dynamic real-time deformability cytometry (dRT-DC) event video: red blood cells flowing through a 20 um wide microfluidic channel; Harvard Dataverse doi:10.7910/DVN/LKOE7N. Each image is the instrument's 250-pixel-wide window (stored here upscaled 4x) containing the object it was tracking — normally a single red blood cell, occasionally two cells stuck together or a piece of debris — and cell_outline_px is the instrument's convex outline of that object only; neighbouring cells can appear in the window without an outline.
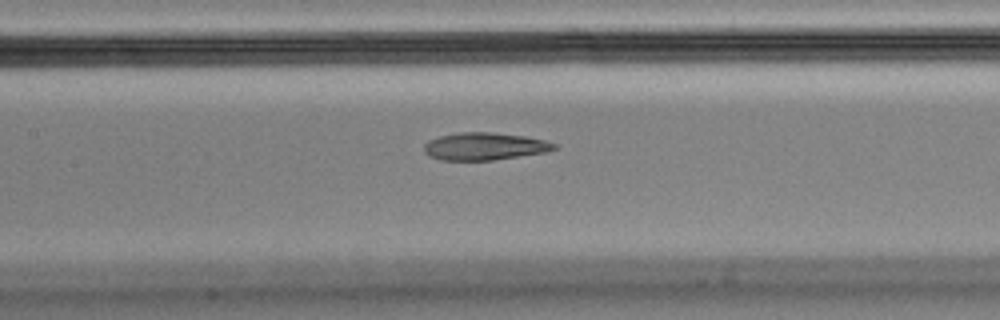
{"species": "Egyptian fruit bat (a non-hibernating species)", "species_latin": "Rousettus aegyptiacus", "temperature_condition": "cold", "stored_images_in_passage": 32, "camera_frame_rate_fps": 3000, "um_per_image_px": 0.085, "animal": {"sex": "male"}, "frame": {"image": 1, "passage_image": 19, "time_ms": 6.0, "image_size_px": [1000, 320], "cell_outline_px": [[560, 144], [556, 148], [548, 152], [492, 160], [440, 160], [428, 156], [424, 152], [424, 144], [428, 140], [440, 136], [460, 132], [492, 132], [524, 136], [544, 140]], "centroid_in_image_um": [41.19, 12.44], "position_along_channel_um": 166.2, "area_um2": 20.98}}
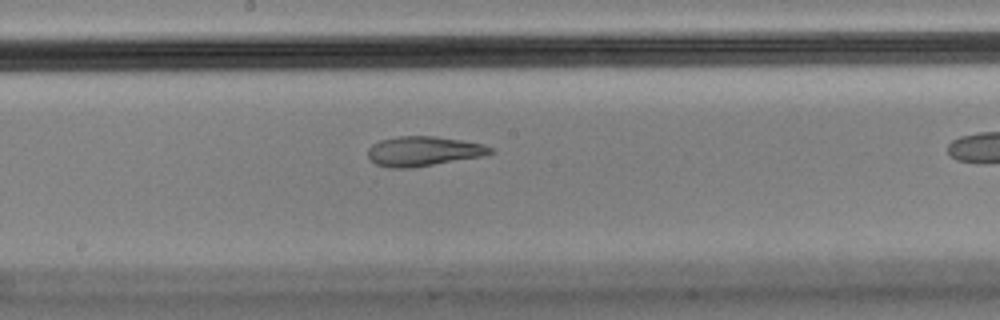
{"frame": {"image": 2, "passage_image": 23, "time_ms": 7.333, "image_size_px": [1000, 320], "cell_outline_px": [[496, 152], [488, 156], [412, 168], [388, 168], [376, 164], [368, 156], [368, 148], [372, 144], [380, 140], [400, 136], [436, 136], [484, 144], [492, 148]], "centroid_in_image_um": [36.05, 12.86], "position_along_channel_um": 212.1, "area_um2": 21.56}}